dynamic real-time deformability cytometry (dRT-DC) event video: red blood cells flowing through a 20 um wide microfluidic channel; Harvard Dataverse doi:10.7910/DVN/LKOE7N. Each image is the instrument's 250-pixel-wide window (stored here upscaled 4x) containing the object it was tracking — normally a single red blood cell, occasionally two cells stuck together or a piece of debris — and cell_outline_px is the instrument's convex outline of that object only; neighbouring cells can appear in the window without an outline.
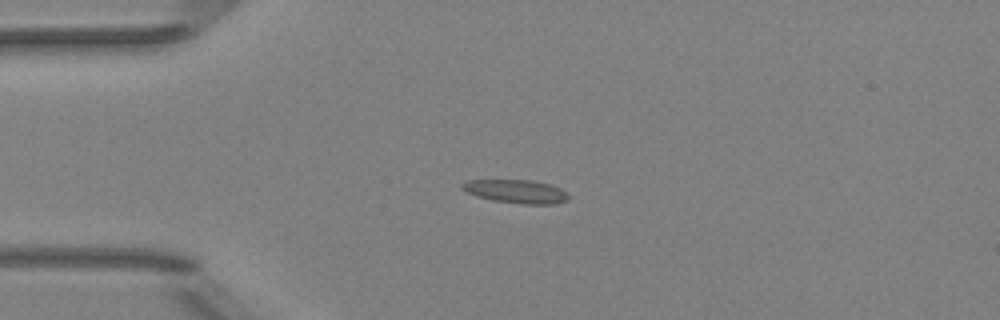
{"species": "Egyptian fruit bat (a non-hibernating species)", "species_latin": "Rousettus aegyptiacus", "temperature_condition": "room temperature", "stored_images_in_passage": 3, "camera_frame_rate_fps": 3000, "um_per_image_px": 0.085, "animal": {"sex": "female"}, "frame": {"image": 1, "passage_image": 2, "time_ms": 1.333, "image_size_px": [1000, 320], "cell_outline_px": [[568, 200], [556, 204], [524, 204], [492, 200], [476, 196], [460, 188], [460, 184], [468, 180], [532, 180], [552, 184], [560, 188], [568, 196]], "centroid_in_image_um": [43.87, 16.26], "position_along_channel_um": 41.1, "area_um2": 14.57}}